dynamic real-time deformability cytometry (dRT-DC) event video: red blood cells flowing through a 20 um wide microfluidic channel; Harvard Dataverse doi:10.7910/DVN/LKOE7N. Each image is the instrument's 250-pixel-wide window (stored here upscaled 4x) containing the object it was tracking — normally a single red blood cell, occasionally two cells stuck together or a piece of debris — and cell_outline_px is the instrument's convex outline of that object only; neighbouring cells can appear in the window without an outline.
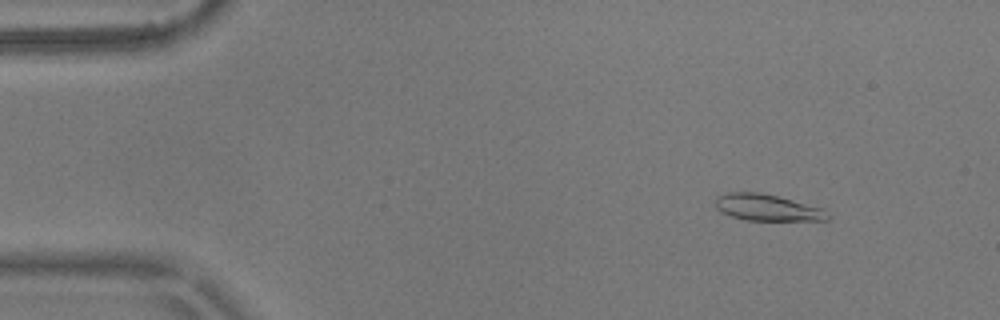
{"species": "common noctule bat (a hibernating species)", "species_latin": "Nyctalus noctula", "temperature_condition": "warm", "stored_images_in_passage": 4, "camera_frame_rate_fps": 3000, "um_per_image_px": 0.085, "animal": {"sex": "male", "body_mass_g": 17.9}, "frame": {"image": 1, "passage_image": 1, "time_ms": 0.0, "image_size_px": [1000, 320], "cell_outline_px": [[832, 216], [828, 220], [744, 220], [720, 212], [716, 208], [716, 196], [728, 192], [760, 192], [824, 208]], "centroid_in_image_um": [65.23, 17.64], "position_along_channel_um": 19.8, "area_um2": 17.4}}